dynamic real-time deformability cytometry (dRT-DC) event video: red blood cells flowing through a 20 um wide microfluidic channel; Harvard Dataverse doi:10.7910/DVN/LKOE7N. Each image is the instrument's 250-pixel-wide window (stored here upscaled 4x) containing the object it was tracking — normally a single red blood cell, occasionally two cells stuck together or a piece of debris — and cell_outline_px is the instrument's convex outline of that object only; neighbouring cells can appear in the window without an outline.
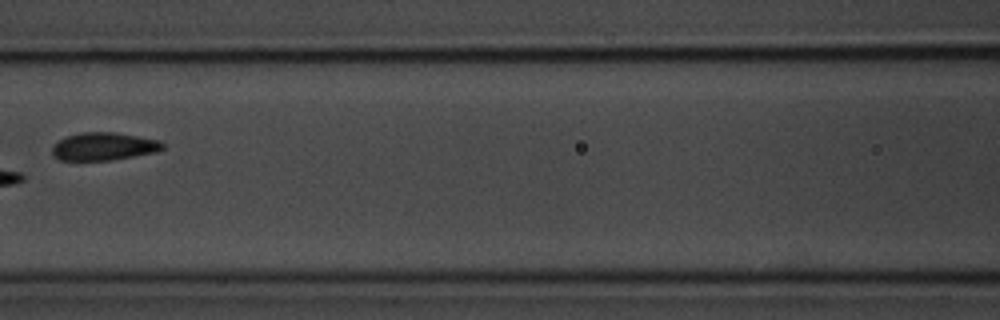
{"species": "common noctule bat (a hibernating species)", "species_latin": "Nyctalus noctula", "temperature_condition": "room temperature", "stored_images_in_passage": 11, "camera_frame_rate_fps": 3000, "um_per_image_px": 0.085, "animal": {"sex": "male", "body_mass_g": 20.1, "forearm_length_mm": 53.5}, "frame": {"image": 1, "passage_image": 8, "time_ms": 8.333, "image_size_px": [1000, 320], "cell_outline_px": [[164, 148], [156, 152], [112, 160], [60, 160], [52, 156], [52, 148], [56, 140], [64, 136], [80, 132], [116, 132], [160, 140], [164, 144]], "centroid_in_image_um": [8.78, 12.44], "position_along_channel_um": 157.8, "area_um2": 18.21}}